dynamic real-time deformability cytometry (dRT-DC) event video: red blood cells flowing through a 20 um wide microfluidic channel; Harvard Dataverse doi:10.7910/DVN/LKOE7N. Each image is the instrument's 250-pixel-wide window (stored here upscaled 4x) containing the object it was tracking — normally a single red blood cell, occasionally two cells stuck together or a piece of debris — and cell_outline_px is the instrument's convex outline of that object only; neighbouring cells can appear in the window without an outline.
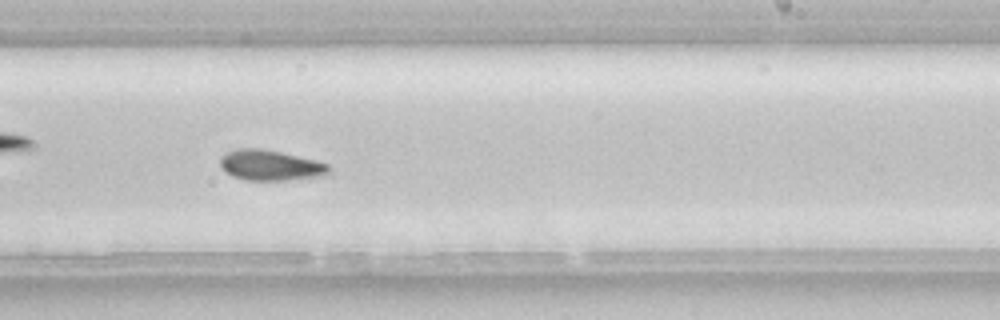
{"species": "common noctule bat (a hibernating species)", "species_latin": "Nyctalus noctula", "temperature_condition": "room temperature", "stored_images_in_passage": 53, "camera_frame_rate_fps": 3000, "um_per_image_px": 0.085, "animal": {"sex": "female", "body_mass_g": 22.7, "forearm_length_mm": 54.2}, "frame": {"image": 1, "passage_image": 31, "time_ms": 10.0, "image_size_px": [1000, 320], "cell_outline_px": [[332, 172], [324, 176], [288, 180], [248, 180], [232, 176], [224, 172], [220, 168], [220, 156], [236, 148], [260, 148], [280, 152], [316, 160], [328, 164]], "centroid_in_image_um": [22.98, 14.05], "position_along_channel_um": 266.0, "area_um2": 19.54}, "authors_computed_cell_mechanics": {"area_um2": 19.4208, "velocity_mm_per_s": 3.8639, "shape_relaxation_time_tau1_ms": null, "shape_relaxation_time_tau2_ms": 6.9358, "deformation_change_tau1": null, "deformation_change_tau2": 0.1114}}